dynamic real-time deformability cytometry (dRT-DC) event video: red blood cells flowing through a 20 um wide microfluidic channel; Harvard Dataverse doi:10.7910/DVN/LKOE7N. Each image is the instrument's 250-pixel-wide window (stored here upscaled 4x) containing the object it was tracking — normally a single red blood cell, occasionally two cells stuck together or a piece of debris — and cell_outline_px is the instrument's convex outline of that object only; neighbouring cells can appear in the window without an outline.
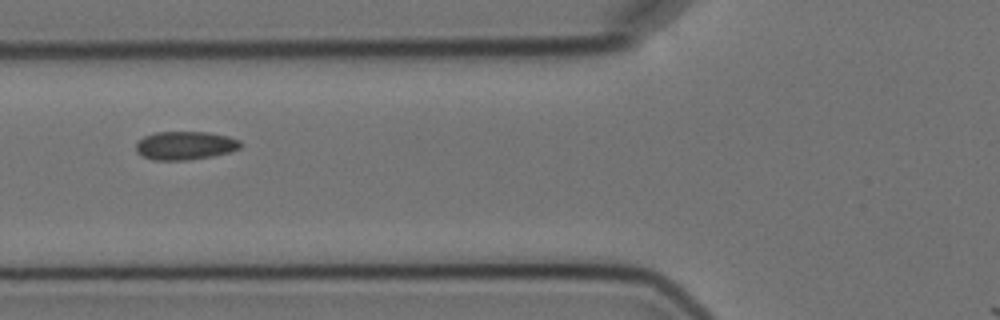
{"species": "Egyptian fruit bat (a non-hibernating species)", "species_latin": "Rousettus aegyptiacus", "temperature_condition": "cold", "stored_images_in_passage": 5, "camera_frame_rate_fps": 3000, "um_per_image_px": 0.085, "animal": {"sex": "female"}, "frame": {"image": 1, "passage_image": 2, "time_ms": 1.0, "image_size_px": [1000, 320], "cell_outline_px": [[240, 148], [228, 152], [212, 156], [188, 160], [152, 160], [136, 152], [136, 144], [144, 136], [156, 132], [208, 132], [228, 136], [240, 140]], "centroid_in_image_um": [15.73, 12.37], "position_along_channel_um": 110.1, "area_um2": 17.22}}
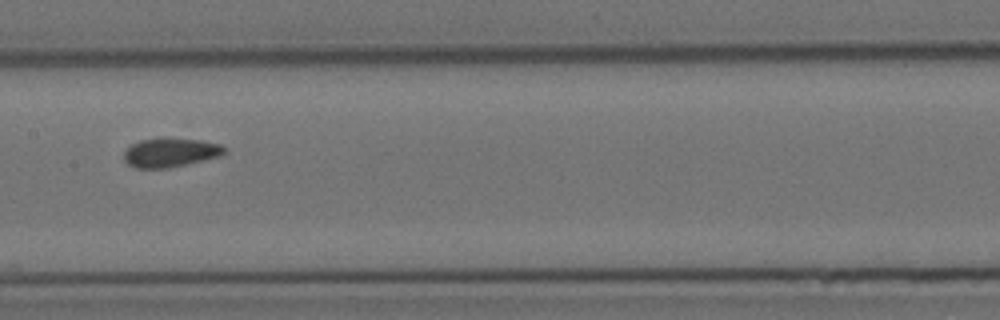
{"frame": {"image": 2, "passage_image": 4, "time_ms": 3.333, "image_size_px": [1000, 320], "cell_outline_px": [[228, 152], [220, 156], [168, 168], [136, 168], [128, 164], [124, 160], [124, 152], [132, 144], [140, 140], [164, 136], [168, 136], [204, 140], [220, 144]], "centroid_in_image_um": [14.49, 12.93], "position_along_channel_um": 192.9, "area_um2": 17.4}}
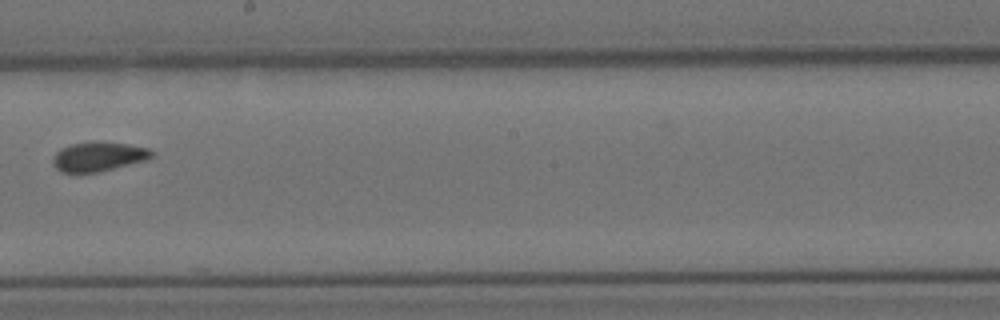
{"frame": {"image": 3, "passage_image": 5, "time_ms": 4.667, "image_size_px": [1000, 320], "cell_outline_px": [[156, 152], [152, 156], [144, 160], [100, 172], [60, 172], [52, 164], [52, 160], [56, 152], [60, 148], [72, 144], [96, 140], [128, 144], [148, 148]], "centroid_in_image_um": [8.35, 13.29], "position_along_channel_um": 239.8, "area_um2": 17.05}}